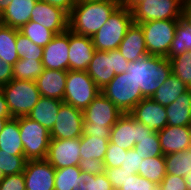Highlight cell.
<instances>
[{"label": "cell", "instance_id": "obj_3", "mask_svg": "<svg viewBox=\"0 0 191 190\" xmlns=\"http://www.w3.org/2000/svg\"><path fill=\"white\" fill-rule=\"evenodd\" d=\"M123 113L107 97L100 93L83 110V135L110 138L111 128Z\"/></svg>", "mask_w": 191, "mask_h": 190}, {"label": "cell", "instance_id": "obj_46", "mask_svg": "<svg viewBox=\"0 0 191 190\" xmlns=\"http://www.w3.org/2000/svg\"><path fill=\"white\" fill-rule=\"evenodd\" d=\"M0 190H26L23 172L5 176L0 182Z\"/></svg>", "mask_w": 191, "mask_h": 190}, {"label": "cell", "instance_id": "obj_50", "mask_svg": "<svg viewBox=\"0 0 191 190\" xmlns=\"http://www.w3.org/2000/svg\"><path fill=\"white\" fill-rule=\"evenodd\" d=\"M0 118H12L3 93L0 94Z\"/></svg>", "mask_w": 191, "mask_h": 190}, {"label": "cell", "instance_id": "obj_55", "mask_svg": "<svg viewBox=\"0 0 191 190\" xmlns=\"http://www.w3.org/2000/svg\"><path fill=\"white\" fill-rule=\"evenodd\" d=\"M8 119H11V118H0V133L3 130V127L6 124Z\"/></svg>", "mask_w": 191, "mask_h": 190}, {"label": "cell", "instance_id": "obj_21", "mask_svg": "<svg viewBox=\"0 0 191 190\" xmlns=\"http://www.w3.org/2000/svg\"><path fill=\"white\" fill-rule=\"evenodd\" d=\"M118 50L128 62H134L148 55L144 33L139 24L132 23L127 29Z\"/></svg>", "mask_w": 191, "mask_h": 190}, {"label": "cell", "instance_id": "obj_2", "mask_svg": "<svg viewBox=\"0 0 191 190\" xmlns=\"http://www.w3.org/2000/svg\"><path fill=\"white\" fill-rule=\"evenodd\" d=\"M126 72L133 77L142 95L151 98L171 75L172 67L168 58L148 54L139 60L129 62Z\"/></svg>", "mask_w": 191, "mask_h": 190}, {"label": "cell", "instance_id": "obj_1", "mask_svg": "<svg viewBox=\"0 0 191 190\" xmlns=\"http://www.w3.org/2000/svg\"><path fill=\"white\" fill-rule=\"evenodd\" d=\"M122 1L76 2L69 15V30L93 37Z\"/></svg>", "mask_w": 191, "mask_h": 190}, {"label": "cell", "instance_id": "obj_30", "mask_svg": "<svg viewBox=\"0 0 191 190\" xmlns=\"http://www.w3.org/2000/svg\"><path fill=\"white\" fill-rule=\"evenodd\" d=\"M166 174L185 177L191 172V146L164 156Z\"/></svg>", "mask_w": 191, "mask_h": 190}, {"label": "cell", "instance_id": "obj_57", "mask_svg": "<svg viewBox=\"0 0 191 190\" xmlns=\"http://www.w3.org/2000/svg\"><path fill=\"white\" fill-rule=\"evenodd\" d=\"M5 175L0 169V182L4 179Z\"/></svg>", "mask_w": 191, "mask_h": 190}, {"label": "cell", "instance_id": "obj_44", "mask_svg": "<svg viewBox=\"0 0 191 190\" xmlns=\"http://www.w3.org/2000/svg\"><path fill=\"white\" fill-rule=\"evenodd\" d=\"M142 161L143 159L141 156L134 149H130L124 153V159L121 168L127 172H130L131 174H138L139 166H141Z\"/></svg>", "mask_w": 191, "mask_h": 190}, {"label": "cell", "instance_id": "obj_23", "mask_svg": "<svg viewBox=\"0 0 191 190\" xmlns=\"http://www.w3.org/2000/svg\"><path fill=\"white\" fill-rule=\"evenodd\" d=\"M38 0H12L0 15V23L20 29L30 21L32 10Z\"/></svg>", "mask_w": 191, "mask_h": 190}, {"label": "cell", "instance_id": "obj_7", "mask_svg": "<svg viewBox=\"0 0 191 190\" xmlns=\"http://www.w3.org/2000/svg\"><path fill=\"white\" fill-rule=\"evenodd\" d=\"M18 124L25 159H46L51 140L50 131L28 116L18 117Z\"/></svg>", "mask_w": 191, "mask_h": 190}, {"label": "cell", "instance_id": "obj_17", "mask_svg": "<svg viewBox=\"0 0 191 190\" xmlns=\"http://www.w3.org/2000/svg\"><path fill=\"white\" fill-rule=\"evenodd\" d=\"M30 21L60 34L69 29V15L62 9L38 0L32 10Z\"/></svg>", "mask_w": 191, "mask_h": 190}, {"label": "cell", "instance_id": "obj_41", "mask_svg": "<svg viewBox=\"0 0 191 190\" xmlns=\"http://www.w3.org/2000/svg\"><path fill=\"white\" fill-rule=\"evenodd\" d=\"M118 190H159V184L151 182L139 174H133L126 178Z\"/></svg>", "mask_w": 191, "mask_h": 190}, {"label": "cell", "instance_id": "obj_26", "mask_svg": "<svg viewBox=\"0 0 191 190\" xmlns=\"http://www.w3.org/2000/svg\"><path fill=\"white\" fill-rule=\"evenodd\" d=\"M0 150L12 155H24L20 137L18 117L8 119L0 133Z\"/></svg>", "mask_w": 191, "mask_h": 190}, {"label": "cell", "instance_id": "obj_36", "mask_svg": "<svg viewBox=\"0 0 191 190\" xmlns=\"http://www.w3.org/2000/svg\"><path fill=\"white\" fill-rule=\"evenodd\" d=\"M172 73L177 76L188 89H191V52L185 51L170 59Z\"/></svg>", "mask_w": 191, "mask_h": 190}, {"label": "cell", "instance_id": "obj_12", "mask_svg": "<svg viewBox=\"0 0 191 190\" xmlns=\"http://www.w3.org/2000/svg\"><path fill=\"white\" fill-rule=\"evenodd\" d=\"M154 133L143 123L136 121L129 113H123L111 128L109 142L124 150L133 149L144 137Z\"/></svg>", "mask_w": 191, "mask_h": 190}, {"label": "cell", "instance_id": "obj_49", "mask_svg": "<svg viewBox=\"0 0 191 190\" xmlns=\"http://www.w3.org/2000/svg\"><path fill=\"white\" fill-rule=\"evenodd\" d=\"M46 2L54 7L64 10L68 15L72 12L77 0H40Z\"/></svg>", "mask_w": 191, "mask_h": 190}, {"label": "cell", "instance_id": "obj_29", "mask_svg": "<svg viewBox=\"0 0 191 190\" xmlns=\"http://www.w3.org/2000/svg\"><path fill=\"white\" fill-rule=\"evenodd\" d=\"M185 51L191 52V22L182 16L178 20L174 39L166 58L169 60Z\"/></svg>", "mask_w": 191, "mask_h": 190}, {"label": "cell", "instance_id": "obj_4", "mask_svg": "<svg viewBox=\"0 0 191 190\" xmlns=\"http://www.w3.org/2000/svg\"><path fill=\"white\" fill-rule=\"evenodd\" d=\"M132 23L131 9L121 4L92 37L95 50L109 51L118 49V46L126 35L127 29Z\"/></svg>", "mask_w": 191, "mask_h": 190}, {"label": "cell", "instance_id": "obj_34", "mask_svg": "<svg viewBox=\"0 0 191 190\" xmlns=\"http://www.w3.org/2000/svg\"><path fill=\"white\" fill-rule=\"evenodd\" d=\"M43 70L42 60L21 58L13 65V79L35 81Z\"/></svg>", "mask_w": 191, "mask_h": 190}, {"label": "cell", "instance_id": "obj_38", "mask_svg": "<svg viewBox=\"0 0 191 190\" xmlns=\"http://www.w3.org/2000/svg\"><path fill=\"white\" fill-rule=\"evenodd\" d=\"M133 149L141 156L142 159L164 156L160 147V140L157 132L151 136L144 137L140 143L135 144Z\"/></svg>", "mask_w": 191, "mask_h": 190}, {"label": "cell", "instance_id": "obj_11", "mask_svg": "<svg viewBox=\"0 0 191 190\" xmlns=\"http://www.w3.org/2000/svg\"><path fill=\"white\" fill-rule=\"evenodd\" d=\"M183 0H144L131 8L133 23L155 20H179Z\"/></svg>", "mask_w": 191, "mask_h": 190}, {"label": "cell", "instance_id": "obj_6", "mask_svg": "<svg viewBox=\"0 0 191 190\" xmlns=\"http://www.w3.org/2000/svg\"><path fill=\"white\" fill-rule=\"evenodd\" d=\"M129 62L118 49L109 51L95 50L86 72L101 90L115 75L125 73Z\"/></svg>", "mask_w": 191, "mask_h": 190}, {"label": "cell", "instance_id": "obj_35", "mask_svg": "<svg viewBox=\"0 0 191 190\" xmlns=\"http://www.w3.org/2000/svg\"><path fill=\"white\" fill-rule=\"evenodd\" d=\"M19 32L39 47H45L56 35L53 31L33 21L22 26Z\"/></svg>", "mask_w": 191, "mask_h": 190}, {"label": "cell", "instance_id": "obj_54", "mask_svg": "<svg viewBox=\"0 0 191 190\" xmlns=\"http://www.w3.org/2000/svg\"><path fill=\"white\" fill-rule=\"evenodd\" d=\"M185 181L187 183L188 190H191V172L185 176Z\"/></svg>", "mask_w": 191, "mask_h": 190}, {"label": "cell", "instance_id": "obj_22", "mask_svg": "<svg viewBox=\"0 0 191 190\" xmlns=\"http://www.w3.org/2000/svg\"><path fill=\"white\" fill-rule=\"evenodd\" d=\"M67 72L44 68L42 74L35 80L41 96L63 101Z\"/></svg>", "mask_w": 191, "mask_h": 190}, {"label": "cell", "instance_id": "obj_16", "mask_svg": "<svg viewBox=\"0 0 191 190\" xmlns=\"http://www.w3.org/2000/svg\"><path fill=\"white\" fill-rule=\"evenodd\" d=\"M42 64L45 69L69 70V29L56 34L43 47Z\"/></svg>", "mask_w": 191, "mask_h": 190}, {"label": "cell", "instance_id": "obj_51", "mask_svg": "<svg viewBox=\"0 0 191 190\" xmlns=\"http://www.w3.org/2000/svg\"><path fill=\"white\" fill-rule=\"evenodd\" d=\"M182 17L191 22V0H183Z\"/></svg>", "mask_w": 191, "mask_h": 190}, {"label": "cell", "instance_id": "obj_18", "mask_svg": "<svg viewBox=\"0 0 191 190\" xmlns=\"http://www.w3.org/2000/svg\"><path fill=\"white\" fill-rule=\"evenodd\" d=\"M129 114L154 132L167 126L166 107L155 102L152 98H143Z\"/></svg>", "mask_w": 191, "mask_h": 190}, {"label": "cell", "instance_id": "obj_56", "mask_svg": "<svg viewBox=\"0 0 191 190\" xmlns=\"http://www.w3.org/2000/svg\"><path fill=\"white\" fill-rule=\"evenodd\" d=\"M85 1L99 2V1H122V0H77V2H85Z\"/></svg>", "mask_w": 191, "mask_h": 190}, {"label": "cell", "instance_id": "obj_47", "mask_svg": "<svg viewBox=\"0 0 191 190\" xmlns=\"http://www.w3.org/2000/svg\"><path fill=\"white\" fill-rule=\"evenodd\" d=\"M79 169L82 172L100 175L105 171L104 162L99 159H84L79 163Z\"/></svg>", "mask_w": 191, "mask_h": 190}, {"label": "cell", "instance_id": "obj_20", "mask_svg": "<svg viewBox=\"0 0 191 190\" xmlns=\"http://www.w3.org/2000/svg\"><path fill=\"white\" fill-rule=\"evenodd\" d=\"M157 133L164 156L181 150L183 151L191 146V126L167 125Z\"/></svg>", "mask_w": 191, "mask_h": 190}, {"label": "cell", "instance_id": "obj_52", "mask_svg": "<svg viewBox=\"0 0 191 190\" xmlns=\"http://www.w3.org/2000/svg\"><path fill=\"white\" fill-rule=\"evenodd\" d=\"M144 1V0H123L122 4L126 7H128L129 9H131L135 4Z\"/></svg>", "mask_w": 191, "mask_h": 190}, {"label": "cell", "instance_id": "obj_9", "mask_svg": "<svg viewBox=\"0 0 191 190\" xmlns=\"http://www.w3.org/2000/svg\"><path fill=\"white\" fill-rule=\"evenodd\" d=\"M101 93L113 102L122 113H129L143 98L130 73H122L101 89Z\"/></svg>", "mask_w": 191, "mask_h": 190}, {"label": "cell", "instance_id": "obj_25", "mask_svg": "<svg viewBox=\"0 0 191 190\" xmlns=\"http://www.w3.org/2000/svg\"><path fill=\"white\" fill-rule=\"evenodd\" d=\"M62 103L63 101L41 96L27 116L51 131Z\"/></svg>", "mask_w": 191, "mask_h": 190}, {"label": "cell", "instance_id": "obj_42", "mask_svg": "<svg viewBox=\"0 0 191 190\" xmlns=\"http://www.w3.org/2000/svg\"><path fill=\"white\" fill-rule=\"evenodd\" d=\"M126 152L127 150L119 148L117 145L109 142L103 160L105 168L121 167V165L123 164L124 153Z\"/></svg>", "mask_w": 191, "mask_h": 190}, {"label": "cell", "instance_id": "obj_37", "mask_svg": "<svg viewBox=\"0 0 191 190\" xmlns=\"http://www.w3.org/2000/svg\"><path fill=\"white\" fill-rule=\"evenodd\" d=\"M16 48L19 59L42 60L43 47H39L17 29Z\"/></svg>", "mask_w": 191, "mask_h": 190}, {"label": "cell", "instance_id": "obj_14", "mask_svg": "<svg viewBox=\"0 0 191 190\" xmlns=\"http://www.w3.org/2000/svg\"><path fill=\"white\" fill-rule=\"evenodd\" d=\"M80 137L72 139H51L49 142L46 160L55 168L79 166Z\"/></svg>", "mask_w": 191, "mask_h": 190}, {"label": "cell", "instance_id": "obj_40", "mask_svg": "<svg viewBox=\"0 0 191 190\" xmlns=\"http://www.w3.org/2000/svg\"><path fill=\"white\" fill-rule=\"evenodd\" d=\"M83 180L79 183L78 190H112L108 177L103 173L100 175L82 172Z\"/></svg>", "mask_w": 191, "mask_h": 190}, {"label": "cell", "instance_id": "obj_58", "mask_svg": "<svg viewBox=\"0 0 191 190\" xmlns=\"http://www.w3.org/2000/svg\"><path fill=\"white\" fill-rule=\"evenodd\" d=\"M3 86L0 84V94L2 93Z\"/></svg>", "mask_w": 191, "mask_h": 190}, {"label": "cell", "instance_id": "obj_33", "mask_svg": "<svg viewBox=\"0 0 191 190\" xmlns=\"http://www.w3.org/2000/svg\"><path fill=\"white\" fill-rule=\"evenodd\" d=\"M138 174L151 182L160 184L166 175L164 156L143 159Z\"/></svg>", "mask_w": 191, "mask_h": 190}, {"label": "cell", "instance_id": "obj_5", "mask_svg": "<svg viewBox=\"0 0 191 190\" xmlns=\"http://www.w3.org/2000/svg\"><path fill=\"white\" fill-rule=\"evenodd\" d=\"M2 93L14 118L27 116L41 97L35 81L20 79L3 85Z\"/></svg>", "mask_w": 191, "mask_h": 190}, {"label": "cell", "instance_id": "obj_48", "mask_svg": "<svg viewBox=\"0 0 191 190\" xmlns=\"http://www.w3.org/2000/svg\"><path fill=\"white\" fill-rule=\"evenodd\" d=\"M13 79V66L0 58V84L6 85Z\"/></svg>", "mask_w": 191, "mask_h": 190}, {"label": "cell", "instance_id": "obj_10", "mask_svg": "<svg viewBox=\"0 0 191 190\" xmlns=\"http://www.w3.org/2000/svg\"><path fill=\"white\" fill-rule=\"evenodd\" d=\"M138 24L143 30L148 54L166 58L175 36L178 20H155Z\"/></svg>", "mask_w": 191, "mask_h": 190}, {"label": "cell", "instance_id": "obj_27", "mask_svg": "<svg viewBox=\"0 0 191 190\" xmlns=\"http://www.w3.org/2000/svg\"><path fill=\"white\" fill-rule=\"evenodd\" d=\"M187 90V86L177 76L171 73L151 98L160 105L167 107Z\"/></svg>", "mask_w": 191, "mask_h": 190}, {"label": "cell", "instance_id": "obj_24", "mask_svg": "<svg viewBox=\"0 0 191 190\" xmlns=\"http://www.w3.org/2000/svg\"><path fill=\"white\" fill-rule=\"evenodd\" d=\"M167 125L191 126V89L166 107Z\"/></svg>", "mask_w": 191, "mask_h": 190}, {"label": "cell", "instance_id": "obj_8", "mask_svg": "<svg viewBox=\"0 0 191 190\" xmlns=\"http://www.w3.org/2000/svg\"><path fill=\"white\" fill-rule=\"evenodd\" d=\"M101 93L86 71L68 70L63 102L86 109Z\"/></svg>", "mask_w": 191, "mask_h": 190}, {"label": "cell", "instance_id": "obj_31", "mask_svg": "<svg viewBox=\"0 0 191 190\" xmlns=\"http://www.w3.org/2000/svg\"><path fill=\"white\" fill-rule=\"evenodd\" d=\"M80 158L104 160L105 153L109 145V139L104 137H95L91 135H82L80 137Z\"/></svg>", "mask_w": 191, "mask_h": 190}, {"label": "cell", "instance_id": "obj_45", "mask_svg": "<svg viewBox=\"0 0 191 190\" xmlns=\"http://www.w3.org/2000/svg\"><path fill=\"white\" fill-rule=\"evenodd\" d=\"M159 190H188L185 177L166 174L159 184Z\"/></svg>", "mask_w": 191, "mask_h": 190}, {"label": "cell", "instance_id": "obj_19", "mask_svg": "<svg viewBox=\"0 0 191 190\" xmlns=\"http://www.w3.org/2000/svg\"><path fill=\"white\" fill-rule=\"evenodd\" d=\"M94 51L91 37L69 30V70L86 71Z\"/></svg>", "mask_w": 191, "mask_h": 190}, {"label": "cell", "instance_id": "obj_39", "mask_svg": "<svg viewBox=\"0 0 191 190\" xmlns=\"http://www.w3.org/2000/svg\"><path fill=\"white\" fill-rule=\"evenodd\" d=\"M26 161L24 155H12L0 150V169L5 176L22 173Z\"/></svg>", "mask_w": 191, "mask_h": 190}, {"label": "cell", "instance_id": "obj_53", "mask_svg": "<svg viewBox=\"0 0 191 190\" xmlns=\"http://www.w3.org/2000/svg\"><path fill=\"white\" fill-rule=\"evenodd\" d=\"M12 0H0V15L5 11Z\"/></svg>", "mask_w": 191, "mask_h": 190}, {"label": "cell", "instance_id": "obj_13", "mask_svg": "<svg viewBox=\"0 0 191 190\" xmlns=\"http://www.w3.org/2000/svg\"><path fill=\"white\" fill-rule=\"evenodd\" d=\"M83 111L62 103L55 124L50 131L51 139H72L83 135Z\"/></svg>", "mask_w": 191, "mask_h": 190}, {"label": "cell", "instance_id": "obj_15", "mask_svg": "<svg viewBox=\"0 0 191 190\" xmlns=\"http://www.w3.org/2000/svg\"><path fill=\"white\" fill-rule=\"evenodd\" d=\"M56 169L46 160H27L23 171L26 190H54Z\"/></svg>", "mask_w": 191, "mask_h": 190}, {"label": "cell", "instance_id": "obj_32", "mask_svg": "<svg viewBox=\"0 0 191 190\" xmlns=\"http://www.w3.org/2000/svg\"><path fill=\"white\" fill-rule=\"evenodd\" d=\"M83 180L79 166H69L56 169L54 190H78Z\"/></svg>", "mask_w": 191, "mask_h": 190}, {"label": "cell", "instance_id": "obj_43", "mask_svg": "<svg viewBox=\"0 0 191 190\" xmlns=\"http://www.w3.org/2000/svg\"><path fill=\"white\" fill-rule=\"evenodd\" d=\"M104 174L108 177L112 188L117 190L121 188L123 182L126 180L127 177L133 175L130 172L122 169L121 167L105 168Z\"/></svg>", "mask_w": 191, "mask_h": 190}, {"label": "cell", "instance_id": "obj_28", "mask_svg": "<svg viewBox=\"0 0 191 190\" xmlns=\"http://www.w3.org/2000/svg\"><path fill=\"white\" fill-rule=\"evenodd\" d=\"M16 36L17 29L0 23V58L12 66L19 60Z\"/></svg>", "mask_w": 191, "mask_h": 190}]
</instances>
